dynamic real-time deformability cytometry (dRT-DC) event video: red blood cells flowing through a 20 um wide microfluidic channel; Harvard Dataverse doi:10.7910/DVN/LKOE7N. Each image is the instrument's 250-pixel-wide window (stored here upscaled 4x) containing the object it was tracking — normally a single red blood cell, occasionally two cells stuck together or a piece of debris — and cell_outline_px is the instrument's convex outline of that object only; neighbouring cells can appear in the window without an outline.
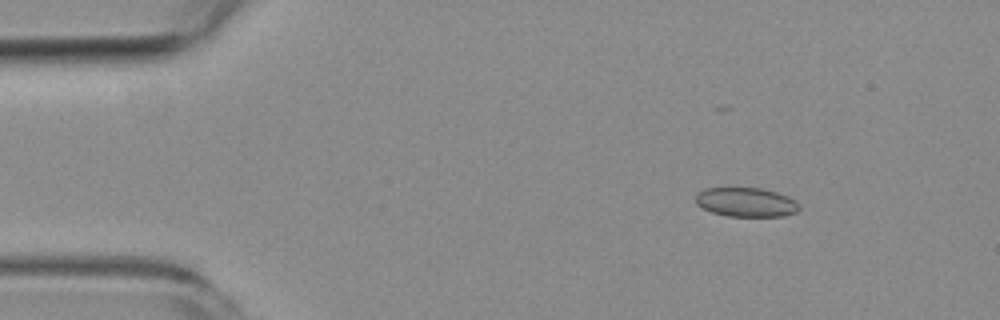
{"species": "common noctule bat (a hibernating species)", "species_latin": "Nyctalus noctula", "temperature_condition": "room temperature", "stored_images_in_passage": 6, "camera_frame_rate_fps": 3000, "um_per_image_px": 0.085, "animal": {"sex": "female", "body_mass_g": 19.3, "forearm_length_mm": 54.1}, "frame": {"image": 1, "passage_image": 2, "time_ms": 1.0, "image_size_px": [1000, 320], "cell_outline_px": [[800, 208], [796, 212], [784, 216], [728, 216], [712, 212], [696, 204], [696, 192], [704, 188], [760, 188], [776, 192], [788, 196], [796, 200], [800, 204]], "centroid_in_image_um": [63.43, 17.18], "position_along_channel_um": 21.6, "area_um2": 17.69}}
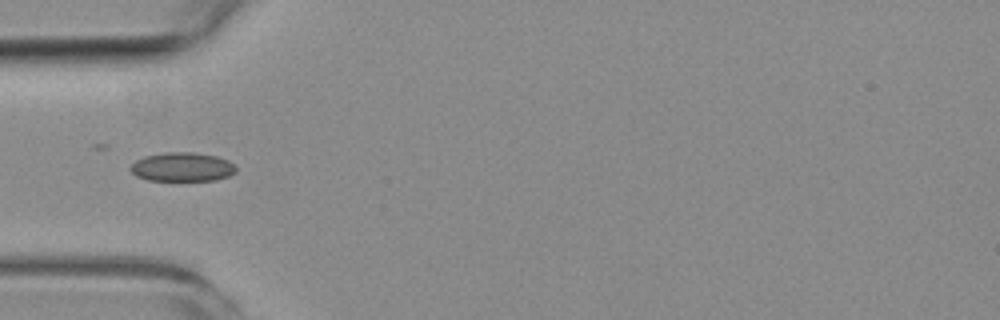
{"frame": {"image": 2, "passage_image": 5, "time_ms": 4.333, "image_size_px": [1000, 320], "cell_outline_px": [[236, 172], [228, 176], [216, 180], [148, 180], [136, 176], [128, 168], [136, 160], [144, 156], [168, 152], [192, 152], [216, 156], [228, 160], [236, 168]], "centroid_in_image_um": [15.47, 14.19], "position_along_channel_um": 69.5, "area_um2": 17.74}}